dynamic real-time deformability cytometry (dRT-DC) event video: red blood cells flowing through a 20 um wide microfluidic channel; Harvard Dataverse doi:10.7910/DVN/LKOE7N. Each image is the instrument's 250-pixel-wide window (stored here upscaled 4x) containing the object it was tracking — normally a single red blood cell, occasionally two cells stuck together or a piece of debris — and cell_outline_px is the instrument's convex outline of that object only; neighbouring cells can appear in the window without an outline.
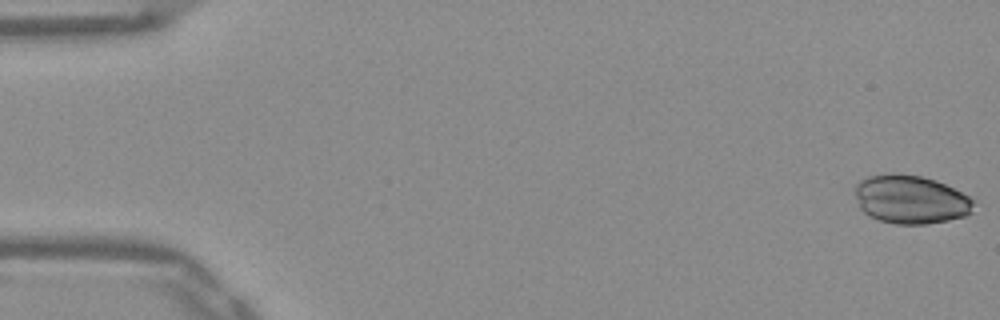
{"species": "Egyptian fruit bat (a non-hibernating species)", "species_latin": "Rousettus aegyptiacus", "temperature_condition": "warm", "stored_images_in_passage": 52, "camera_frame_rate_fps": 3000, "um_per_image_px": 0.085, "frame": {"image": 1, "passage_image": 1, "time_ms": 0.0, "image_size_px": [1000, 320], "cell_outline_px": [[976, 200], [972, 212], [964, 216], [948, 220], [924, 224], [896, 224], [880, 220], [868, 216], [860, 208], [856, 196], [856, 184], [860, 180], [868, 176], [884, 172], [896, 172], [920, 176], [936, 180]], "centroid_in_image_um": [77.4, 16.94], "position_along_channel_um": 7.6, "area_um2": 33.76}}
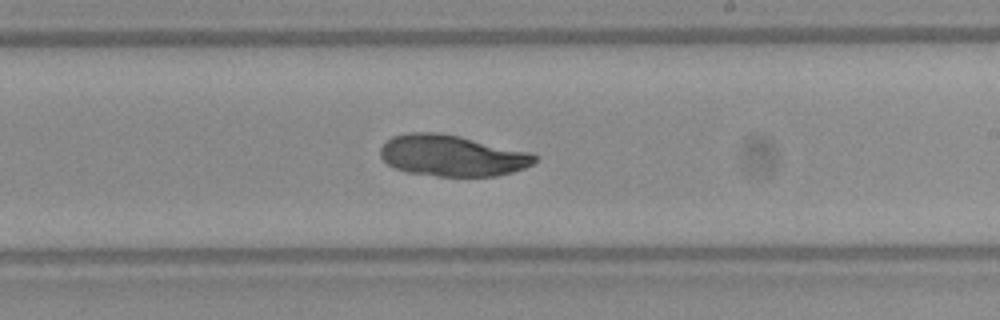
{"frame": {"image": 2, "passage_image": 31, "time_ms": 10.0, "image_size_px": [1000, 320], "cell_outline_px": [[540, 156], [532, 164], [524, 168], [512, 172], [496, 176], [436, 176], [408, 172], [396, 168], [388, 164], [380, 156], [380, 148], [392, 136], [408, 132], [440, 132], [460, 136], [532, 152]], "centroid_in_image_um": [38.45, 13.22], "position_along_channel_um": 250.5, "area_um2": 37.28}}
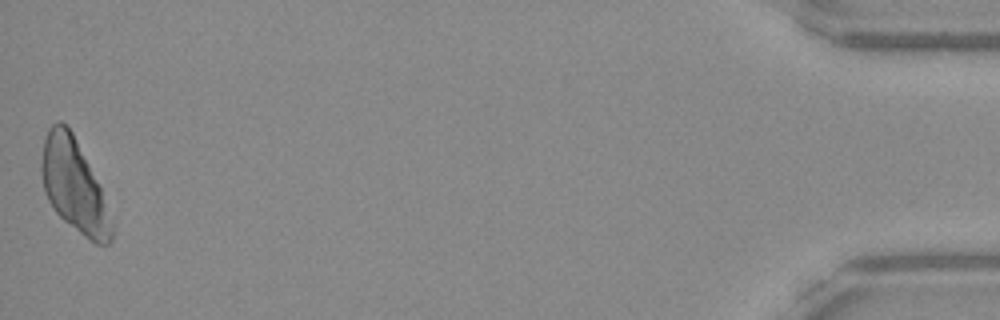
{"frame": {"image": 3, "passage_image": 52, "time_ms": 17.0, "image_size_px": [1000, 320], "cell_outline_px": [[112, 240], [108, 244], [96, 244], [84, 236], [64, 220], [56, 212], [48, 200], [44, 192], [40, 172], [40, 164], [44, 140], [48, 128], [56, 120], [60, 120], [72, 132], [100, 188], [112, 224]], "centroid_in_image_um": [6.24, 15.77], "position_along_channel_um": 429.0, "area_um2": 37.17}}